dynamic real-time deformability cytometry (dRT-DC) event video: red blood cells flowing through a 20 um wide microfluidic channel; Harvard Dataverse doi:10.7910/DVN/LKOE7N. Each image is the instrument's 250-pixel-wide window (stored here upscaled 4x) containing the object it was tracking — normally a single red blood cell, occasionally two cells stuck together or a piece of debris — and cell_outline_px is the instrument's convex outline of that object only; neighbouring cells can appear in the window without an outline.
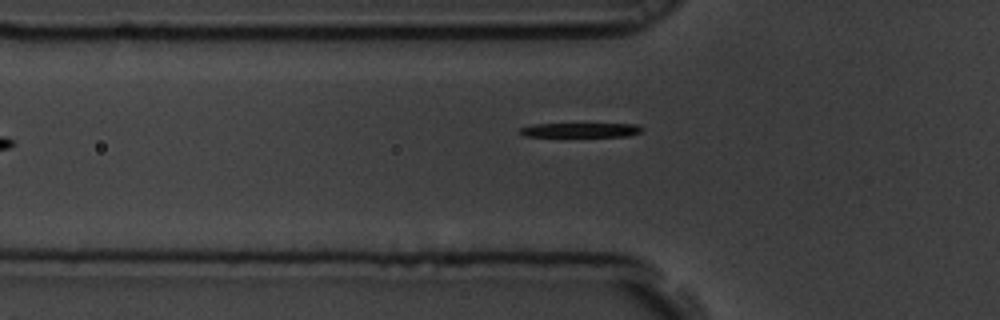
{"species": "common noctule bat (a hibernating species)", "species_latin": "Nyctalus noctula", "temperature_condition": "room temperature", "stored_images_in_passage": 3, "camera_frame_rate_fps": 3000, "um_per_image_px": 0.085, "animal": {"sex": "male", "body_mass_g": 19.5, "forearm_length_mm": 54.6}, "frame": {"image": 1, "passage_image": 3, "time_ms": 0.667, "image_size_px": [1000, 320], "cell_outline_px": [[644, 128], [640, 132], [628, 136], [524, 136], [516, 132], [520, 128], [532, 124], [636, 124]], "centroid_in_image_um": [49.3, 11.05], "position_along_channel_um": 76.5, "area_um2": 10.17}}